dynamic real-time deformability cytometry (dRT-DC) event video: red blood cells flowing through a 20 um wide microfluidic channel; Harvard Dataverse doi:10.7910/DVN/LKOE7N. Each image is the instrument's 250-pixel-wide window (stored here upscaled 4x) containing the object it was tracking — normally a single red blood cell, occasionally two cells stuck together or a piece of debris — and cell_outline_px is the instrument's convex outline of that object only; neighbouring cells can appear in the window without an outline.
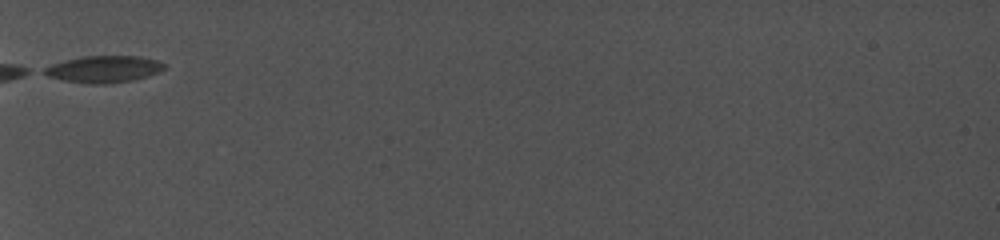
{"species": "common noctule bat (a hibernating species)", "species_latin": "Nyctalus noctula", "temperature_condition": "cold", "stored_images_in_passage": 12, "camera_frame_rate_fps": 5000, "um_per_image_px": 0.085, "animal": {"sex": "female", "body_mass_g": 19.0, "forearm_length_mm": 56.7}, "frame": {"image": 1, "passage_image": 1, "time_ms": 0.0, "image_size_px": [1000, 240], "cell_outline_px": [[168, 64], [160, 72], [136, 80], [108, 84], [88, 84], [64, 80], [48, 76], [40, 72], [44, 68], [52, 64], [84, 56], [136, 56], [156, 60]], "centroid_in_image_um": [8.85, 5.89], "position_along_channel_um": 76.1, "area_um2": 18.84}}
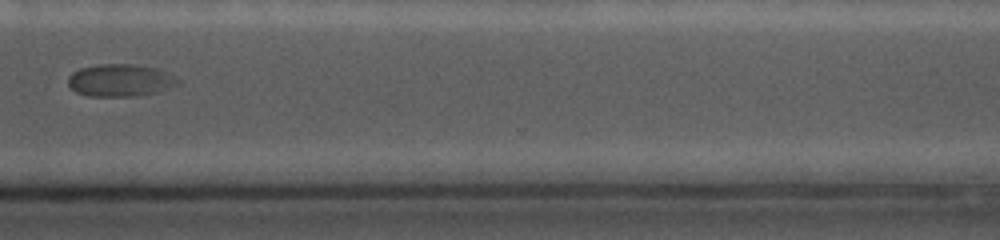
{"frame": {"image": 2, "passage_image": 10, "time_ms": 7.8, "image_size_px": [1000, 240], "cell_outline_px": [[184, 84], [160, 92], [136, 96], [88, 96], [76, 92], [68, 84], [68, 76], [72, 72], [80, 68], [100, 64], [136, 64], [156, 68], [176, 76]], "centroid_in_image_um": [10.3, 6.83], "position_along_channel_um": 360.3, "area_um2": 21.15}}
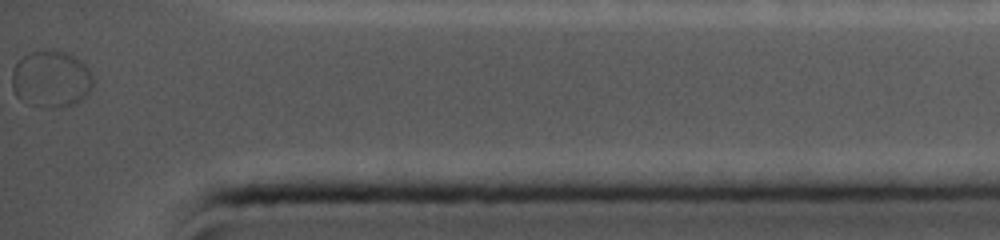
{"frame": {"image": 3, "passage_image": 12, "time_ms": 9.8, "image_size_px": [1000, 240], "cell_outline_px": [[96, 80], [92, 88], [80, 100], [64, 108], [60, 108], [28, 104], [16, 96], [12, 88], [12, 72], [16, 64], [24, 56], [40, 48], [56, 48], [68, 52], [76, 56], [88, 68]], "centroid_in_image_um": [4.37, 6.67], "position_along_channel_um": 430.8, "area_um2": 27.46}}